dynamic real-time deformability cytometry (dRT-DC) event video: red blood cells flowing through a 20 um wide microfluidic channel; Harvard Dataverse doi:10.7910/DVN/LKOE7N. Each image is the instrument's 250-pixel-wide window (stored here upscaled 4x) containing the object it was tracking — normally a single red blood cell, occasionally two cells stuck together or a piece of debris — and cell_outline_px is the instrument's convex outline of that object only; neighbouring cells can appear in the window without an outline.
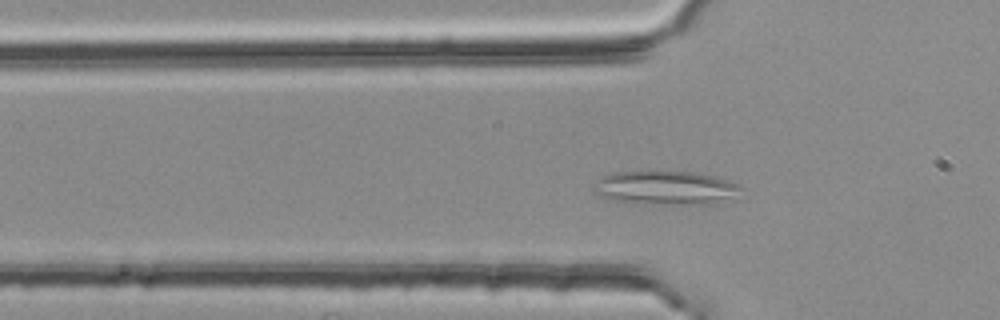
{"species": "common noctule bat (a hibernating species)", "species_latin": "Nyctalus noctula", "temperature_condition": "room temperature", "stored_images_in_passage": 48, "segment_of_instrument_passage": [1, 2], "camera_frame_rate_fps": 3000, "um_per_image_px": 0.085, "animal": {"sex": "female", "body_mass_g": 25.1}, "frame": {"image": 1, "passage_image": 14, "time_ms": 4.333, "image_size_px": [1000, 320], "cell_outline_px": [[744, 188], [716, 204], [644, 204], [608, 200], [592, 192], [592, 180], [600, 176], [616, 172], [696, 172], [712, 176], [736, 184]], "centroid_in_image_um": [56.41, 15.98], "position_along_channel_um": 69.4, "area_um2": 29.07}}